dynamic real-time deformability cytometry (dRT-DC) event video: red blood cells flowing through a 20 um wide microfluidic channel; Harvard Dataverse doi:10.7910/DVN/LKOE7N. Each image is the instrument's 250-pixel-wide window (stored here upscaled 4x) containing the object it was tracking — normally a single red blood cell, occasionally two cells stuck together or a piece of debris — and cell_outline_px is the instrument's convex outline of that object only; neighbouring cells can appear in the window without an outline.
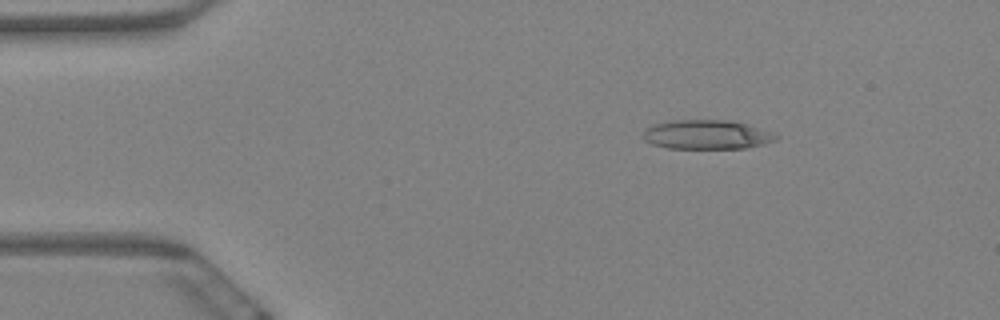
{"species": "Egyptian fruit bat (a non-hibernating species)", "species_latin": "Rousettus aegyptiacus", "temperature_condition": "warm", "stored_images_in_passage": 9, "camera_frame_rate_fps": 3000, "um_per_image_px": 0.085, "animal": {"sex": "female"}, "frame": {"image": 1, "passage_image": 1, "time_ms": 0.0, "image_size_px": [1000, 320], "cell_outline_px": [[780, 136], [776, 140], [764, 144], [744, 148], [668, 148], [652, 144], [644, 140], [644, 128], [652, 124], [672, 120], [728, 120], [748, 124], [760, 128]], "centroid_in_image_um": [60.06, 11.43], "position_along_channel_um": 24.9, "area_um2": 22.66}}
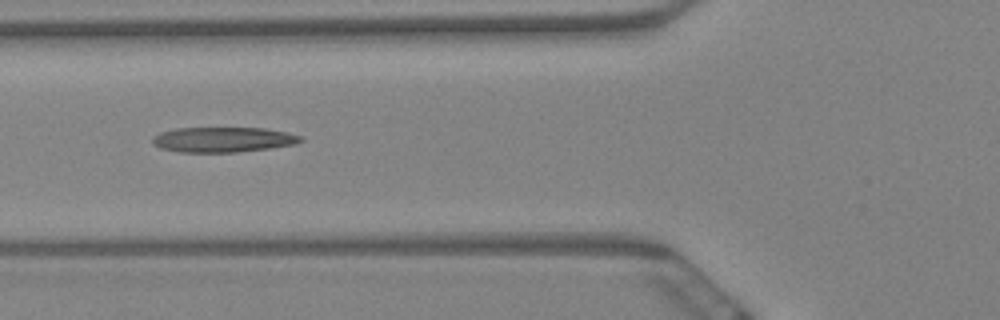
{"frame": {"image": 2, "passage_image": 5, "time_ms": 1.333, "image_size_px": [1000, 320], "cell_outline_px": [[304, 140], [296, 144], [268, 148], [236, 152], [180, 152], [160, 148], [152, 144], [152, 136], [160, 132], [176, 128], [264, 128], [288, 132], [300, 136]], "centroid_in_image_um": [18.93, 11.86], "position_along_channel_um": 106.9, "area_um2": 21.73}}
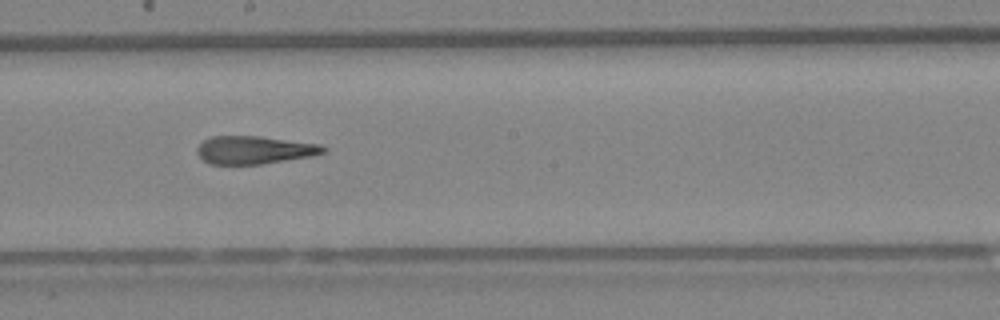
{"frame": {"image": 3, "passage_image": 8, "time_ms": 2.333, "image_size_px": [1000, 320], "cell_outline_px": [[328, 152], [312, 156], [260, 164], [208, 164], [196, 152], [196, 148], [204, 140], [212, 136], [260, 136], [320, 144], [328, 148]], "centroid_in_image_um": [21.65, 12.74], "position_along_channel_um": 226.6, "area_um2": 20.63}}